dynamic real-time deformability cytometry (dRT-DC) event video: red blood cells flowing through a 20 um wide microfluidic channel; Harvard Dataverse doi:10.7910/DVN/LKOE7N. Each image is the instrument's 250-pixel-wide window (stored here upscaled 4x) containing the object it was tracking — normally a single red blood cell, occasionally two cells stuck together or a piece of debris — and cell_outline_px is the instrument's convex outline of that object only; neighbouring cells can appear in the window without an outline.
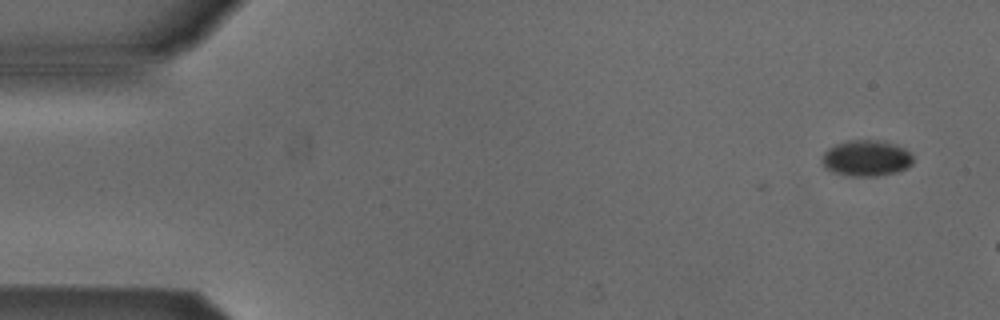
{"species": "Egyptian fruit bat (a non-hibernating species)", "species_latin": "Rousettus aegyptiacus", "temperature_condition": "cold", "stored_images_in_passage": 4, "camera_frame_rate_fps": 3000, "um_per_image_px": 0.085, "animal": {"sex": "male"}, "frame": {"image": 1, "passage_image": 2, "time_ms": 0.333, "image_size_px": [1000, 320], "cell_outline_px": [[912, 164], [896, 172], [876, 176], [852, 176], [832, 172], [824, 168], [820, 160], [824, 152], [828, 148], [844, 140], [876, 140], [896, 144], [904, 148], [912, 156]], "centroid_in_image_um": [73.58, 13.44], "position_along_channel_um": 11.4, "area_um2": 19.19}}